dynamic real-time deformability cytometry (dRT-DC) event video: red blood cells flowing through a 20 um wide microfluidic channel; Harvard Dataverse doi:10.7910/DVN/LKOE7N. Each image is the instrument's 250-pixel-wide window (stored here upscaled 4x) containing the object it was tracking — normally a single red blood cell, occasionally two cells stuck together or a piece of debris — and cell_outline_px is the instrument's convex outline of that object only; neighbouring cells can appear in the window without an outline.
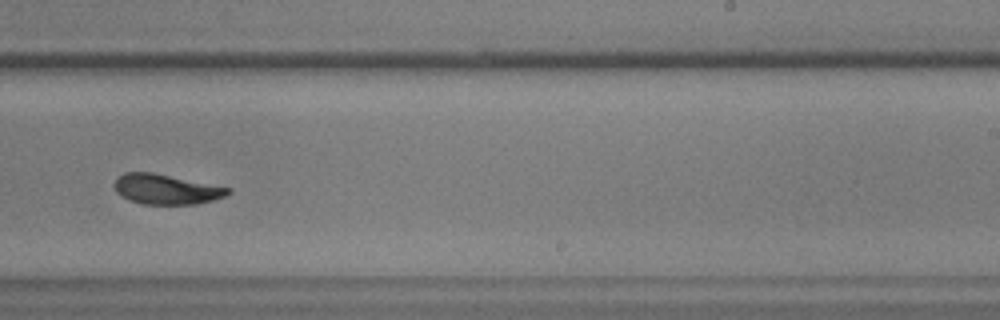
{"species": "common noctule bat (a hibernating species)", "species_latin": "Nyctalus noctula", "temperature_condition": "warm", "stored_images_in_passage": 41, "camera_frame_rate_fps": 3000, "um_per_image_px": 0.085, "animal": {"sex": "male", "body_mass_g": 17.9, "forearm_length_mm": 54.2}, "frame": {"image": 1, "passage_image": 30, "time_ms": 9.667, "image_size_px": [1000, 320], "cell_outline_px": [[232, 192], [224, 196], [212, 200], [196, 204], [140, 204], [128, 200], [120, 196], [116, 192], [112, 184], [116, 176], [124, 172], [152, 172], [232, 188]], "centroid_in_image_um": [14.06, 16.08], "position_along_channel_um": 274.9, "area_um2": 20.17}}